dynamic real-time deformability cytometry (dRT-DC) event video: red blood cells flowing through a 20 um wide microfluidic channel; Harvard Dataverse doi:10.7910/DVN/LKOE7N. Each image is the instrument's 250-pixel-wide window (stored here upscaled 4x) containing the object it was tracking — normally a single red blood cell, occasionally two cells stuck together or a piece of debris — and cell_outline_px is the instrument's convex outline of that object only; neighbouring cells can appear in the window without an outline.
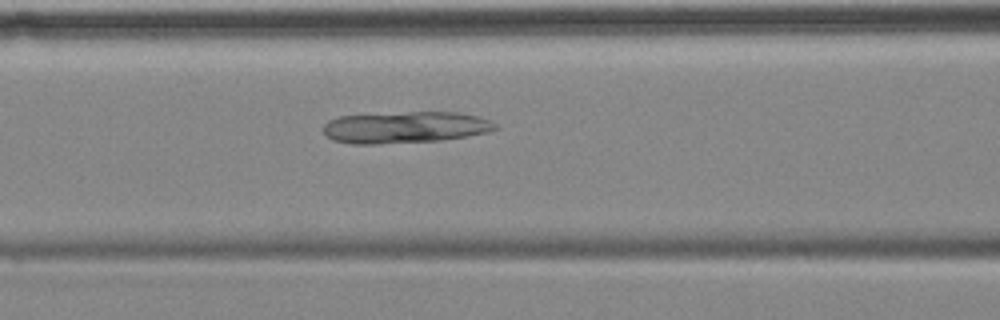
{"species": "common noctule bat (a hibernating species)", "species_latin": "Nyctalus noctula", "temperature_condition": "cold", "stored_images_in_passage": 6, "camera_frame_rate_fps": 3000, "um_per_image_px": 0.085, "animal": {"sex": "female", "body_mass_g": 18.4}, "frame": {"image": 1, "passage_image": 6, "time_ms": 6.0, "image_size_px": [1000, 320], "cell_outline_px": [[500, 128], [488, 132], [468, 136], [440, 140], [376, 144], [352, 144], [332, 140], [324, 132], [324, 124], [328, 120], [340, 116], [408, 112], [456, 112], [476, 116], [492, 120]], "centroid_in_image_um": [34.47, 10.82], "position_along_channel_um": 132.1, "area_um2": 31.67}}